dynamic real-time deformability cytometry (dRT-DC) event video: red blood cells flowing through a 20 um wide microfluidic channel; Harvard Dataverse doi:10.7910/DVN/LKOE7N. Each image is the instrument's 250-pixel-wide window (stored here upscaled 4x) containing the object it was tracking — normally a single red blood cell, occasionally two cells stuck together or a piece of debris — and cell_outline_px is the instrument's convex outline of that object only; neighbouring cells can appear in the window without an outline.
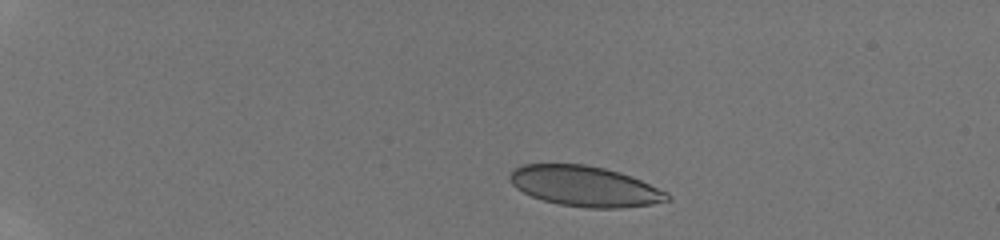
{"species": "human", "species_latin": "Homo sapiens", "temperature_condition": "room temperature", "stored_images_in_passage": 20, "camera_frame_rate_fps": 3000, "um_per_image_px": 0.085, "donor": {"sex": "male"}, "frame": {"image": 1, "passage_image": 2, "time_ms": 0.667, "image_size_px": [1000, 240], "cell_outline_px": [[672, 200], [652, 204], [620, 208], [588, 208], [560, 204], [544, 200], [532, 196], [516, 188], [512, 184], [508, 176], [520, 164], [584, 164], [604, 168], [640, 180], [668, 192], [672, 196]], "centroid_in_image_um": [49.73, 15.83], "position_along_channel_um": 35.3, "area_um2": 36.82}}
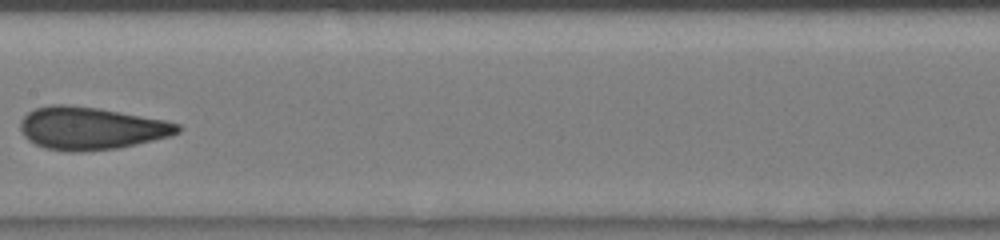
{"frame": {"image": 2, "passage_image": 13, "time_ms": 7.0, "image_size_px": [1000, 240], "cell_outline_px": [[184, 128], [180, 132], [172, 136], [116, 148], [84, 152], [68, 152], [44, 148], [28, 140], [24, 136], [20, 128], [20, 120], [28, 112], [36, 108], [52, 104], [64, 104], [100, 108], [164, 120], [180, 124]], "centroid_in_image_um": [7.74, 10.9], "position_along_channel_um": 199.7, "area_um2": 39.3}}
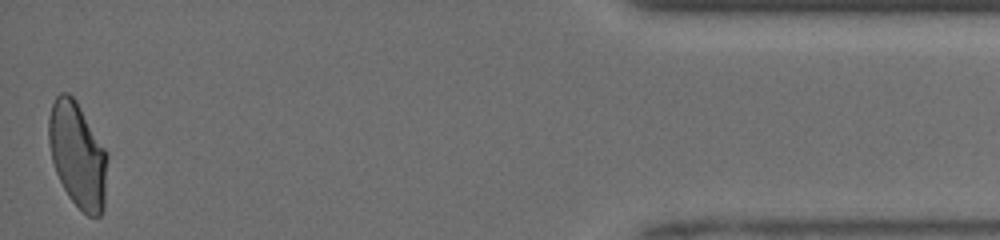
{"frame": {"image": 3, "passage_image": 20, "time_ms": 14.0, "image_size_px": [1000, 240], "cell_outline_px": [[108, 156], [104, 208], [100, 216], [88, 216], [68, 196], [56, 172], [52, 160], [48, 140], [48, 120], [52, 104], [56, 96], [60, 92], [68, 92], [76, 100], [108, 152]], "centroid_in_image_um": [6.61, 13.15], "position_along_channel_um": 428.6, "area_um2": 36.13}, "authors_computed_cell_mechanics": {"area_um2": 37.6278, "velocity_mm_per_s": 4.151, "shape_relaxation_time_tau1_ms": 6.1707, "shape_relaxation_time_tau2_ms": 0.121, "deformation_change_tau1": 0.1425, "deformation_change_tau2": 0.0318}}